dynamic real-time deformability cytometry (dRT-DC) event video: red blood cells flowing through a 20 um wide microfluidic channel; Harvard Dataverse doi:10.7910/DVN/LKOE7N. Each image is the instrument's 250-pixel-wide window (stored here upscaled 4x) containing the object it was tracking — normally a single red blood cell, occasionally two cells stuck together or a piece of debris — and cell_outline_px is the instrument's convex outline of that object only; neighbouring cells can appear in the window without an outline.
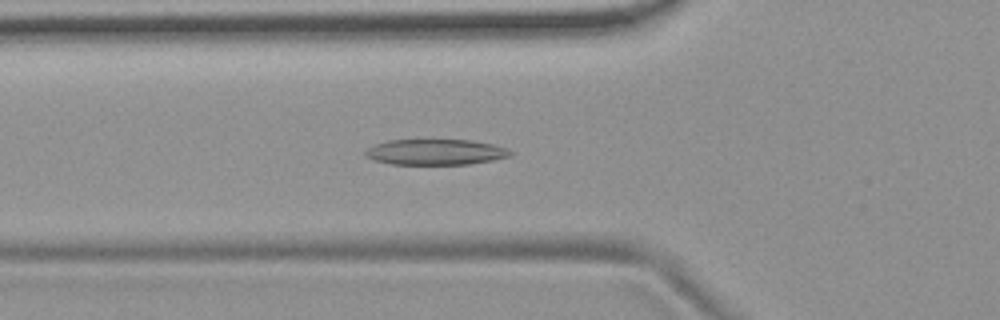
{"species": "common noctule bat (a hibernating species)", "species_latin": "Nyctalus noctula", "temperature_condition": "room temperature", "stored_images_in_passage": 54, "camera_frame_rate_fps": 3000, "um_per_image_px": 0.085, "animal": {"sex": "female", "body_mass_g": 19.9}, "frame": {"image": 1, "passage_image": 19, "time_ms": 6.0, "image_size_px": [1000, 320], "cell_outline_px": [[516, 152], [508, 156], [492, 160], [468, 164], [392, 164], [372, 160], [364, 156], [364, 152], [368, 148], [376, 144], [388, 140], [472, 140], [492, 144], [508, 148]], "centroid_in_image_um": [37.02, 12.92], "position_along_channel_um": 88.8, "area_um2": 21.73}}
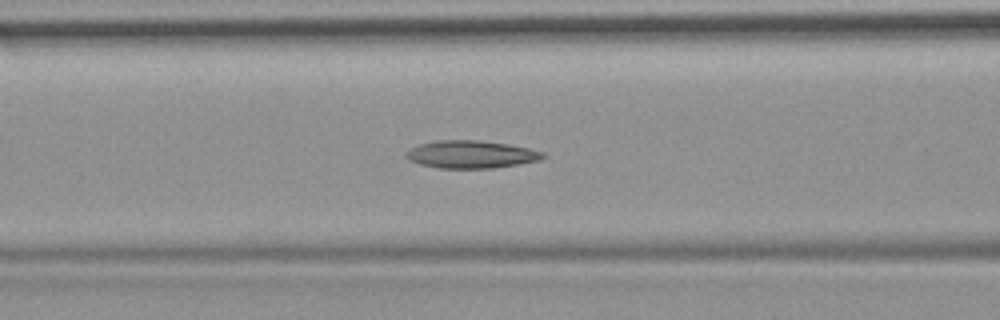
{"frame": {"image": 2, "passage_image": 22, "time_ms": 7.0, "image_size_px": [1000, 320], "cell_outline_px": [[544, 156], [540, 160], [492, 168], [436, 168], [420, 164], [408, 160], [404, 156], [412, 148], [420, 144], [436, 140], [480, 140], [508, 144], [528, 148], [544, 152]], "centroid_in_image_um": [40.02, 13.12], "position_along_channel_um": 126.6, "area_um2": 21.91}}
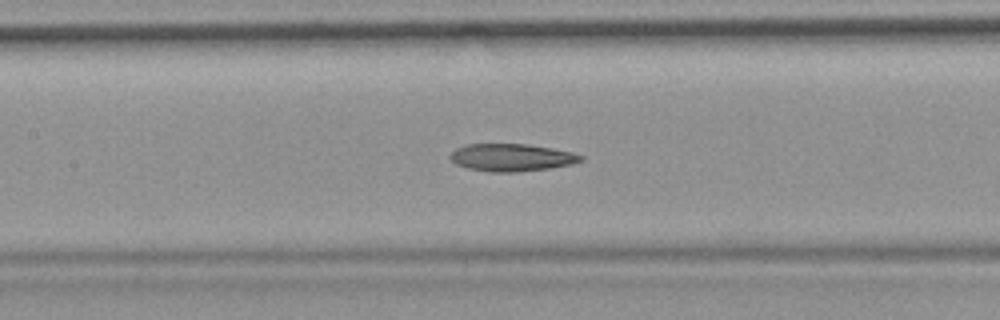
{"frame": {"image": 3, "passage_image": 25, "time_ms": 8.0, "image_size_px": [1000, 320], "cell_outline_px": [[584, 160], [572, 164], [552, 168], [520, 172], [488, 172], [468, 168], [456, 164], [448, 156], [456, 148], [468, 144], [528, 144], [552, 148], [572, 152], [584, 156]], "centroid_in_image_um": [43.51, 13.39], "position_along_channel_um": 163.9, "area_um2": 21.1}, "authors_computed_cell_mechanics": {"area_um2": 22.5131, "velocity_mm_per_s": 3.7358, "shape_relaxation_time_tau1_ms": null, "shape_relaxation_time_tau2_ms": 9.4746, "deformation_change_tau1": null, "deformation_change_tau2": 0.1767}}